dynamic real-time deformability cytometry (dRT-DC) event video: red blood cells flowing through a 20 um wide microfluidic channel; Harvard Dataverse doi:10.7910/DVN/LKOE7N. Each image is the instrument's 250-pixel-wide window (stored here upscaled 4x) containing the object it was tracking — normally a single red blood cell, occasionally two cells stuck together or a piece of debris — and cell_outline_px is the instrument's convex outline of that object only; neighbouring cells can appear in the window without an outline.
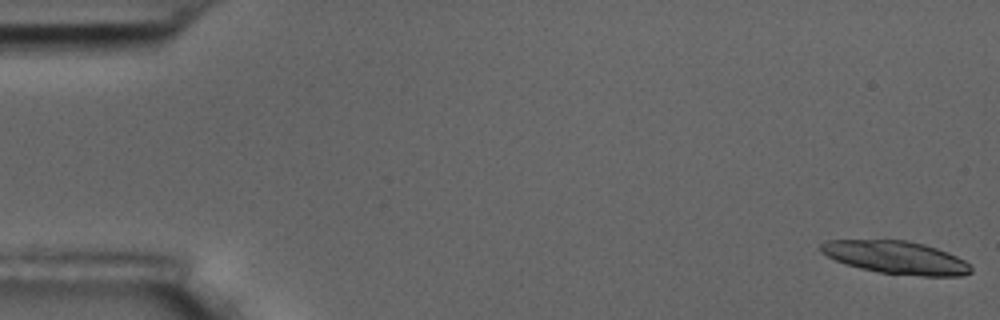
{"species": "common noctule bat (a hibernating species)", "species_latin": "Nyctalus noctula", "temperature_condition": "room temperature", "stored_images_in_passage": 57, "camera_frame_rate_fps": 3000, "um_per_image_px": 0.085, "animal": {"sex": "male", "body_mass_g": 17.5, "forearm_length_mm": 52.3}, "frame": {"image": 1, "passage_image": 1, "time_ms": 0.0, "image_size_px": [1000, 320], "cell_outline_px": [[972, 272], [964, 276], [920, 276], [880, 272], [860, 268], [844, 264], [820, 252], [820, 244], [824, 240], [908, 240], [924, 244], [948, 252], [964, 260], [972, 268]], "centroid_in_image_um": [76.16, 21.88], "position_along_channel_um": 8.8, "area_um2": 28.78}, "authors_computed_cell_mechanics": {"area_um2": 15.0858, "velocity_mm_per_s": 3.5061, "shape_relaxation_time_tau1_ms": null, "shape_relaxation_time_tau2_ms": 3.6775, "deformation_change_tau1": null, "deformation_change_tau2": 0.1132}}